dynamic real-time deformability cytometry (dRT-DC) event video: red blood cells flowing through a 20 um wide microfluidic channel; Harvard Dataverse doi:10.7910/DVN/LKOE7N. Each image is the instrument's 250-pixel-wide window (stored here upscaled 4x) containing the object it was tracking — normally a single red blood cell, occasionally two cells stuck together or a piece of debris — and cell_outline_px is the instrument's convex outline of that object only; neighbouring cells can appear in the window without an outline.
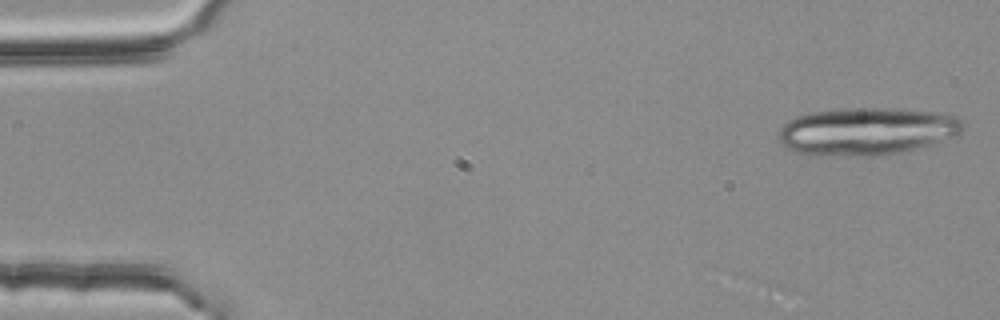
{"species": "common noctule bat (a hibernating species)", "species_latin": "Nyctalus noctula", "temperature_condition": "room temperature", "stored_images_in_passage": 4, "camera_frame_rate_fps": 3000, "um_per_image_px": 0.085, "animal": {"sex": "female", "body_mass_g": 25.1}, "frame": {"image": 1, "passage_image": 1, "time_ms": 0.0, "image_size_px": [1000, 320], "cell_outline_px": [[964, 128], [960, 132], [952, 136], [920, 148], [908, 152], [888, 156], [816, 156], [796, 152], [788, 148], [776, 140], [780, 128], [788, 120], [796, 116], [812, 112], [852, 108], [888, 108], [940, 112], [956, 116], [964, 124]], "centroid_in_image_um": [73.65, 11.18], "position_along_channel_um": 11.4, "area_um2": 51.79}}